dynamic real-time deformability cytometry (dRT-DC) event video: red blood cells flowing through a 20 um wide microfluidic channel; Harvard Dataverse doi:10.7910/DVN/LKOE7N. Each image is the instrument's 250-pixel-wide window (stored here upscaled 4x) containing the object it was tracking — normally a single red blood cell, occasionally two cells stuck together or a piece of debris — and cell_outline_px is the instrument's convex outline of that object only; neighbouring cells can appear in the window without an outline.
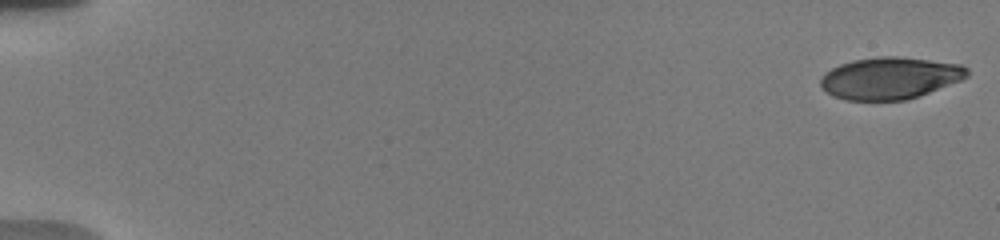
{"species": "human", "species_latin": "Homo sapiens", "temperature_condition": "warm", "stored_images_in_passage": 21, "camera_frame_rate_fps": 3000, "um_per_image_px": 0.085, "donor": {"sex": "male"}, "frame": {"image": 1, "passage_image": 1, "time_ms": 0.0, "image_size_px": [1000, 240], "cell_outline_px": [[968, 76], [960, 80], [920, 96], [908, 100], [848, 100], [836, 96], [828, 92], [820, 84], [820, 80], [824, 72], [840, 64], [852, 60], [880, 56], [896, 56], [960, 64], [968, 68]], "centroid_in_image_um": [75.65, 6.63], "position_along_channel_um": 9.4, "area_um2": 35.6}}